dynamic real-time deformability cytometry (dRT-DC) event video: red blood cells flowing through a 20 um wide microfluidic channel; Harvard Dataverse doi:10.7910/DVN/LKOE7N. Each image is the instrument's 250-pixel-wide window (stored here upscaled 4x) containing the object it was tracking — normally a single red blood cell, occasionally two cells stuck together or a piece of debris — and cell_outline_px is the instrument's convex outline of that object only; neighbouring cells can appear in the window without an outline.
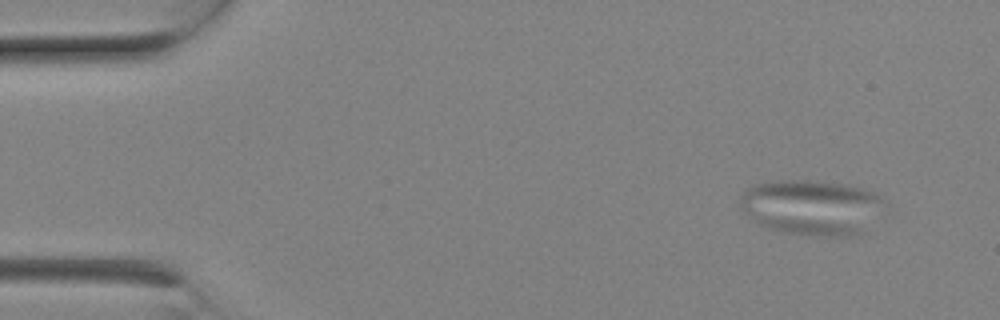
{"species": "Egyptian fruit bat (a non-hibernating species)", "species_latin": "Rousettus aegyptiacus", "temperature_condition": "room temperature", "stored_images_in_passage": 10, "camera_frame_rate_fps": 3000, "um_per_image_px": 0.085, "animal": {"sex": "female"}, "frame": {"image": 1, "passage_image": 3, "time_ms": 0.667, "image_size_px": [1000, 320], "cell_outline_px": [[888, 204], [864, 232], [852, 236], [808, 236], [768, 228], [760, 224], [748, 216], [740, 208], [740, 196], [748, 188], [756, 184], [776, 180], [808, 180], [840, 184], [860, 188], [876, 192]], "centroid_in_image_um": [69.03, 17.63], "position_along_channel_um": 16.0, "area_um2": 46.7}}
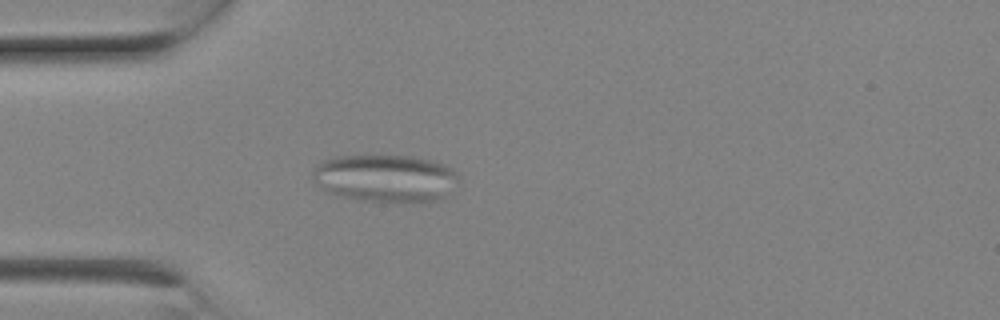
{"frame": {"image": 2, "passage_image": 7, "time_ms": 2.0, "image_size_px": [1000, 320], "cell_outline_px": [[460, 184], [448, 196], [436, 200], [420, 204], [396, 204], [356, 200], [328, 192], [312, 180], [312, 172], [324, 160], [336, 156], [412, 156], [432, 160], [444, 164], [452, 168], [456, 172]], "centroid_in_image_um": [32.86, 15.2], "position_along_channel_um": 52.1, "area_um2": 41.62}}